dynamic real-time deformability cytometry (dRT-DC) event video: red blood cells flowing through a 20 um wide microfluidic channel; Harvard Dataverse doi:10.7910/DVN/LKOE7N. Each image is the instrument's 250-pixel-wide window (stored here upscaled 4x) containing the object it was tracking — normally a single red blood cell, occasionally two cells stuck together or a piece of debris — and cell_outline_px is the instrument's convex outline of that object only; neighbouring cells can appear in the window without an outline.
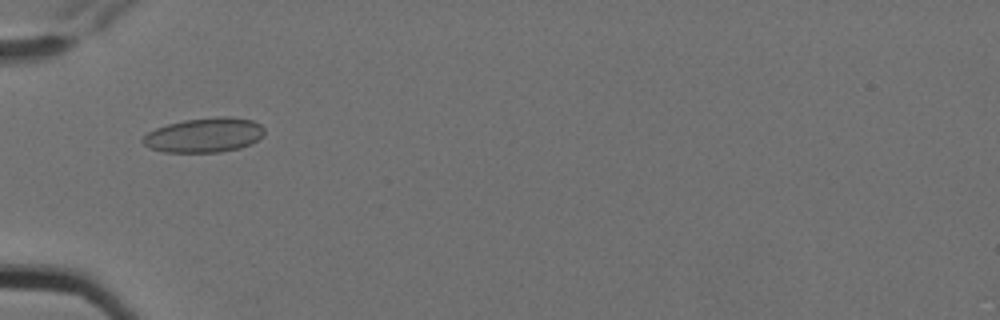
{"species": "Egyptian fruit bat (a non-hibernating species)", "species_latin": "Rousettus aegyptiacus", "temperature_condition": "cold", "stored_images_in_passage": 7, "camera_frame_rate_fps": 3000, "um_per_image_px": 0.085, "animal": {"sex": "female"}, "frame": {"image": 1, "passage_image": 4, "time_ms": 1.0, "image_size_px": [1000, 320], "cell_outline_px": [[264, 132], [252, 144], [240, 148], [220, 152], [164, 152], [148, 148], [140, 140], [148, 132], [156, 128], [168, 124], [184, 120], [216, 116], [232, 116], [252, 120], [260, 124], [264, 128]], "centroid_in_image_um": [17.35, 11.48], "position_along_channel_um": 67.6, "area_um2": 24.62}}
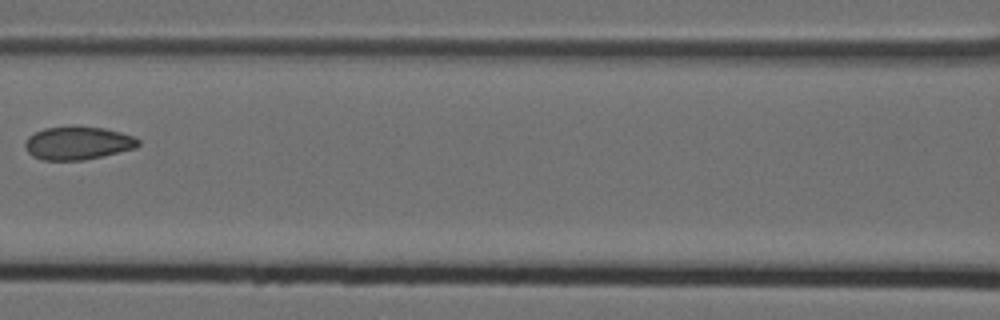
{"frame": {"image": 2, "passage_image": 6, "time_ms": 1.667, "image_size_px": [1000, 320], "cell_outline_px": [[140, 144], [136, 148], [84, 160], [44, 160], [32, 156], [24, 148], [24, 140], [28, 136], [44, 128], [72, 124], [76, 124], [104, 128], [120, 132], [132, 136], [140, 140]], "centroid_in_image_um": [6.58, 12.13], "position_along_channel_um": 160.0, "area_um2": 22.37}}
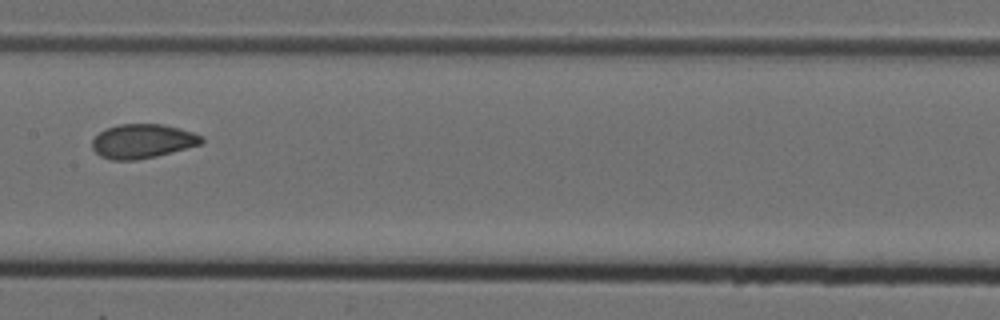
{"frame": {"image": 3, "passage_image": 7, "time_ms": 2.0, "image_size_px": [1000, 320], "cell_outline_px": [[204, 140], [200, 144], [156, 156], [136, 160], [112, 160], [100, 156], [92, 148], [92, 140], [100, 132], [108, 128], [120, 124], [164, 124], [180, 128], [204, 136]], "centroid_in_image_um": [12.12, 12.0], "position_along_channel_um": 195.3, "area_um2": 21.68}}